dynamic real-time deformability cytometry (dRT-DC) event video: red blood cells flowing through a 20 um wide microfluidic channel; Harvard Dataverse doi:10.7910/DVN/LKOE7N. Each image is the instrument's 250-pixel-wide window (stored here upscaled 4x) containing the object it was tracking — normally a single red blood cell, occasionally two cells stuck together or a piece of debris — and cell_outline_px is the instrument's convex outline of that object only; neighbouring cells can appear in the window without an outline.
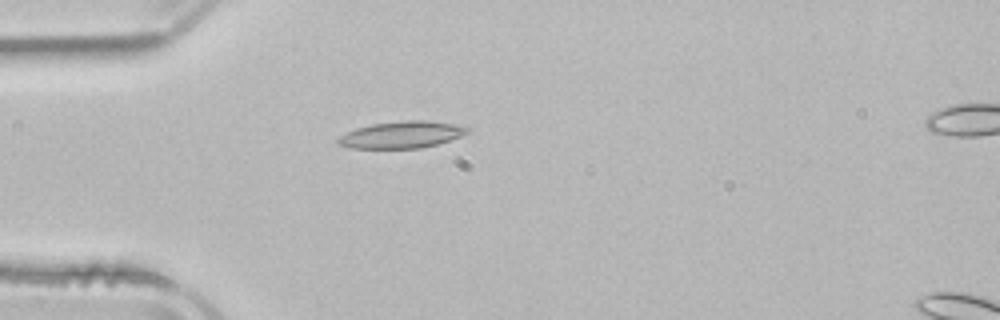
{"species": "common noctule bat (a hibernating species)", "species_latin": "Nyctalus noctula", "temperature_condition": "room temperature", "stored_images_in_passage": 4, "camera_frame_rate_fps": 3000, "um_per_image_px": 0.085, "animal": {"sex": "male", "body_mass_g": 21.5, "forearm_length_mm": 52.0}, "frame": {"image": 1, "passage_image": 3, "time_ms": 4.0, "image_size_px": [1000, 320], "cell_outline_px": [[472, 128], [468, 132], [460, 136], [436, 144], [420, 148], [352, 148], [336, 144], [336, 140], [340, 136], [356, 128], [372, 124], [408, 120], [428, 120], [452, 124]], "centroid_in_image_um": [34.12, 11.45], "position_along_channel_um": 50.9, "area_um2": 20.0}}